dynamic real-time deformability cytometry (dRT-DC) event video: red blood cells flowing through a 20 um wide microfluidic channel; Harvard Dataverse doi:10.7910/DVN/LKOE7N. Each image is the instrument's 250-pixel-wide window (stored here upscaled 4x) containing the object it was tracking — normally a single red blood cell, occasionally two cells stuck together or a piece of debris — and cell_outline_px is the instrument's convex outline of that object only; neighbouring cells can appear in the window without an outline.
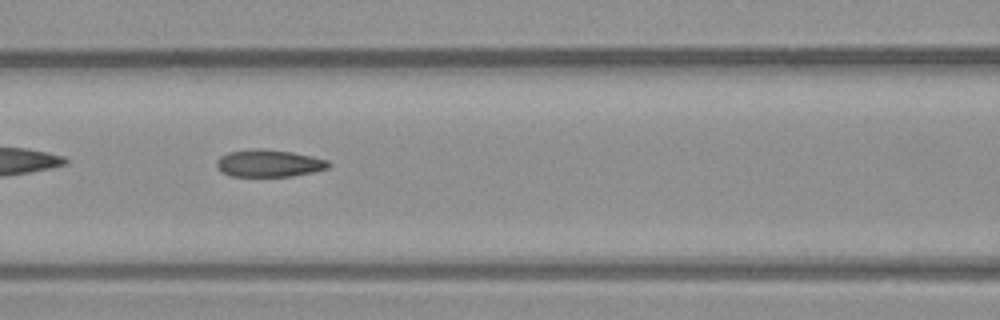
{"species": "common noctule bat (a hibernating species)", "species_latin": "Nyctalus noctula", "temperature_condition": "warm", "stored_images_in_passage": 52, "camera_frame_rate_fps": 3000, "um_per_image_px": 0.085, "animal": {"sex": "male", "body_mass_g": 23.1, "forearm_length_mm": 52.7}, "frame": {"image": 1, "passage_image": 22, "time_ms": 7.0, "image_size_px": [1000, 320], "cell_outline_px": [[332, 164], [328, 168], [312, 172], [292, 176], [232, 176], [216, 168], [216, 160], [220, 156], [228, 152], [256, 148], [260, 148], [292, 152], [312, 156], [328, 160]], "centroid_in_image_um": [22.86, 13.87], "position_along_channel_um": 143.7, "area_um2": 17.8}}
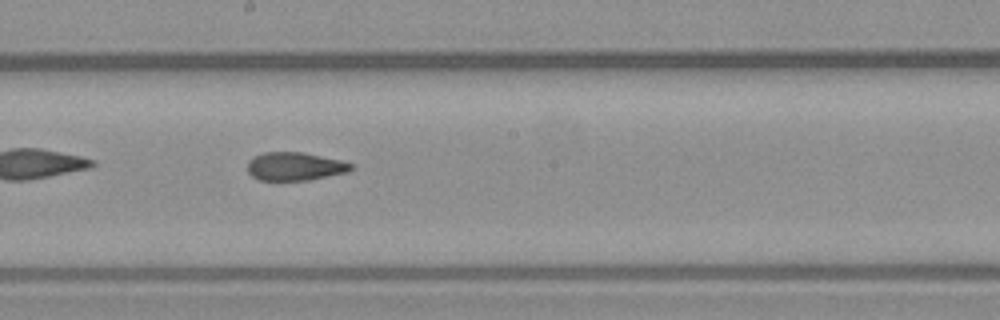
{"frame": {"image": 2, "passage_image": 28, "time_ms": 9.0, "image_size_px": [1000, 320], "cell_outline_px": [[356, 168], [348, 172], [308, 180], [260, 180], [252, 176], [248, 172], [248, 160], [252, 156], [264, 152], [304, 152], [340, 160], [352, 164]], "centroid_in_image_um": [25.07, 14.13], "position_along_channel_um": 223.1, "area_um2": 17.17}}
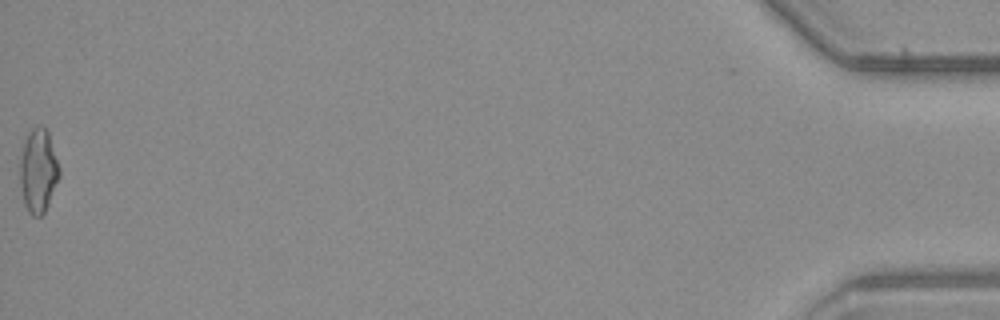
{"frame": {"image": 3, "passage_image": 52, "time_ms": 17.0, "image_size_px": [1000, 320], "cell_outline_px": [[60, 176], [48, 204], [44, 212], [40, 216], [32, 216], [28, 212], [24, 204], [20, 184], [20, 156], [24, 140], [28, 132], [36, 124], [40, 124], [48, 132], [60, 168]], "centroid_in_image_um": [3.24, 14.49], "position_along_channel_um": 432.0, "area_um2": 19.36}, "authors_computed_cell_mechanics": {"area_um2": 18.0047, "velocity_mm_per_s": 3.9752, "shape_relaxation_time_tau1_ms": null, "shape_relaxation_time_tau2_ms": 2.7171, "deformation_change_tau1": null, "deformation_change_tau2": 0.0966}}